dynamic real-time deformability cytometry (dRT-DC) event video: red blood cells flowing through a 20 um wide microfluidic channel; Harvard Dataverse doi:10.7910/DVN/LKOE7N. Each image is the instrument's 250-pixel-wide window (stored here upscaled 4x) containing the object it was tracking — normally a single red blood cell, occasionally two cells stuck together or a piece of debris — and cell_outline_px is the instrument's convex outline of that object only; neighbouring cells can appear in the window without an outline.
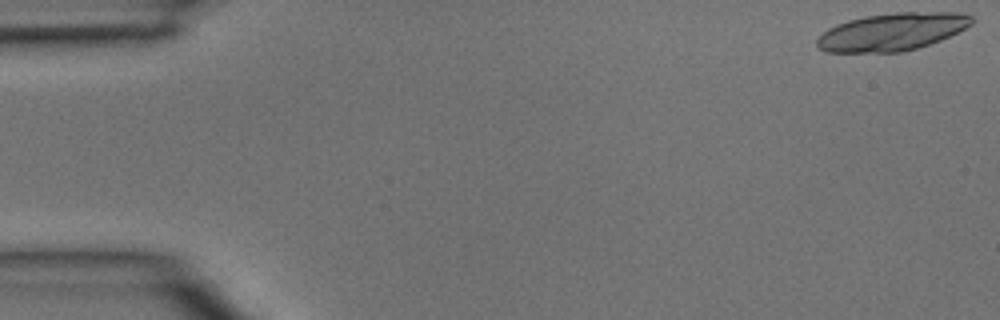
{"species": "common noctule bat (a hibernating species)", "species_latin": "Nyctalus noctula", "temperature_condition": "room temperature", "stored_images_in_passage": 4, "camera_frame_rate_fps": 3000, "um_per_image_px": 0.085, "animal": {"sex": "male", "body_mass_g": 15.6}, "frame": {"image": 1, "passage_image": 1, "time_ms": 0.0, "image_size_px": [1000, 320], "cell_outline_px": [[972, 24], [940, 40], [916, 48], [900, 52], [828, 52], [816, 48], [816, 40], [828, 28], [836, 24], [848, 20], [864, 16], [896, 12], [960, 12], [972, 16]], "centroid_in_image_um": [75.79, 2.7], "position_along_channel_um": 9.2, "area_um2": 33.76}}